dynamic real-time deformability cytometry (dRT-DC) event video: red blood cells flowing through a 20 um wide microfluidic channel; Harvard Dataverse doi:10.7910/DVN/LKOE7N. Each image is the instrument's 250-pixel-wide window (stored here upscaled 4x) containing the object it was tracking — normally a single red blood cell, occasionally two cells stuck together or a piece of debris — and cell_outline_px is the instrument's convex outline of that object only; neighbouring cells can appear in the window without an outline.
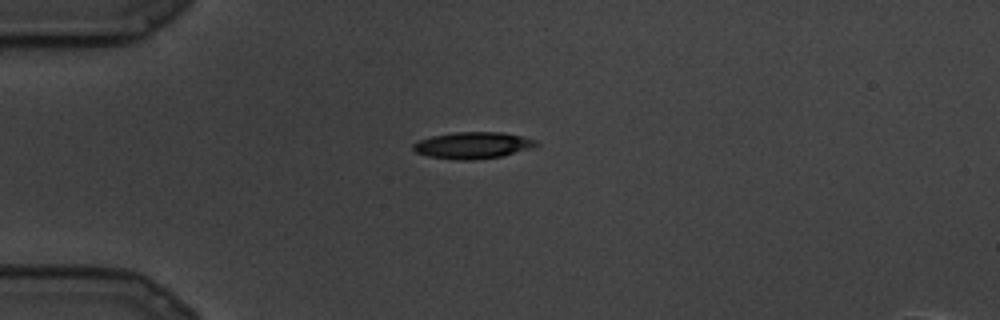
{"species": "common noctule bat (a hibernating species)", "species_latin": "Nyctalus noctula", "temperature_condition": "cold", "stored_images_in_passage": 20, "camera_frame_rate_fps": 3000, "um_per_image_px": 0.085, "animal": {"sex": "male", "body_mass_g": 19.5, "forearm_length_mm": 54.6}, "frame": {"image": 1, "passage_image": 1, "time_ms": 0.0, "image_size_px": [1000, 320], "cell_outline_px": [[540, 144], [532, 148], [500, 156], [476, 160], [460, 160], [428, 156], [416, 152], [412, 148], [412, 144], [420, 140], [432, 136], [456, 132], [500, 132], [520, 136], [536, 140]], "centroid_in_image_um": [40.18, 12.35], "position_along_channel_um": 44.8, "area_um2": 18.9}}
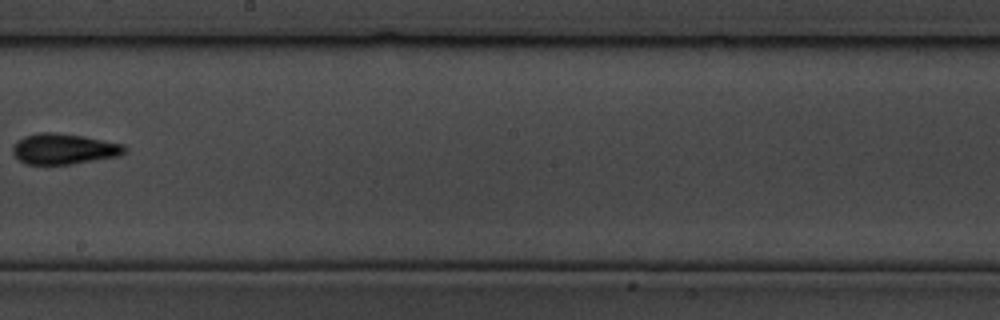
{"frame": {"image": 2, "passage_image": 9, "time_ms": 2.667, "image_size_px": [1000, 320], "cell_outline_px": [[128, 152], [120, 156], [72, 164], [24, 164], [12, 152], [12, 148], [24, 136], [36, 132], [52, 132], [80, 136], [124, 144], [128, 148]], "centroid_in_image_um": [5.48, 12.66], "position_along_channel_um": 242.7, "area_um2": 19.94}}
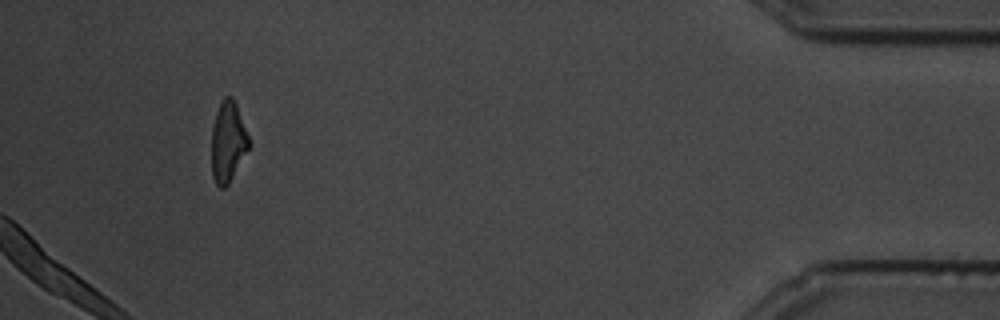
{"frame": {"image": 3, "passage_image": 18, "time_ms": 5.667, "image_size_px": [1000, 320], "cell_outline_px": [[248, 148], [228, 184], [224, 188], [220, 188], [216, 184], [212, 176], [212, 128], [216, 112], [224, 96], [232, 96], [236, 104], [248, 136]], "centroid_in_image_um": [19.34, 12.05], "position_along_channel_um": 415.9, "area_um2": 17.05}}